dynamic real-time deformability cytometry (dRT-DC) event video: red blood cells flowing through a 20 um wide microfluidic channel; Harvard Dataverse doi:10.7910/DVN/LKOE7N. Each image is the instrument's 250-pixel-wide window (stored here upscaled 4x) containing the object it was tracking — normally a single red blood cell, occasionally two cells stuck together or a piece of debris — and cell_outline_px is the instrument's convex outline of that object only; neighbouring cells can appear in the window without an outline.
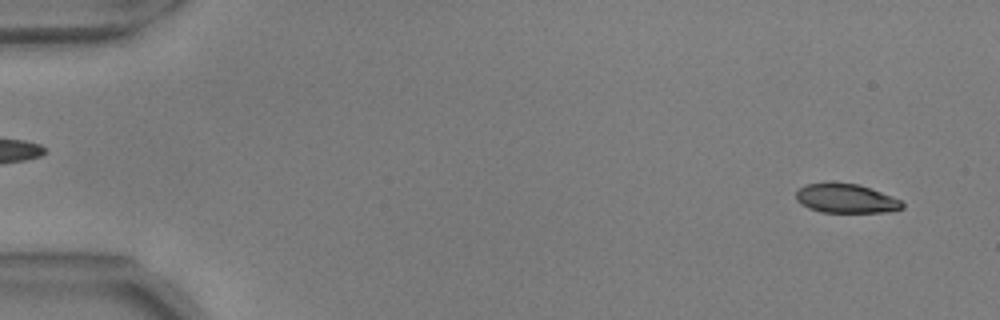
{"species": "common noctule bat (a hibernating species)", "species_latin": "Nyctalus noctula", "temperature_condition": "warm", "stored_images_in_passage": 54, "camera_frame_rate_fps": 3000, "um_per_image_px": 0.085, "animal": {"sex": "male", "body_mass_g": 17.9, "forearm_length_mm": 54.2}, "frame": {"image": 1, "passage_image": 3, "time_ms": 0.667, "image_size_px": [1000, 320], "cell_outline_px": [[904, 208], [888, 212], [820, 212], [808, 208], [800, 204], [796, 200], [796, 188], [804, 184], [860, 184], [892, 196], [900, 200], [904, 204]], "centroid_in_image_um": [71.89, 16.89], "position_along_channel_um": 13.1, "area_um2": 17.98}}
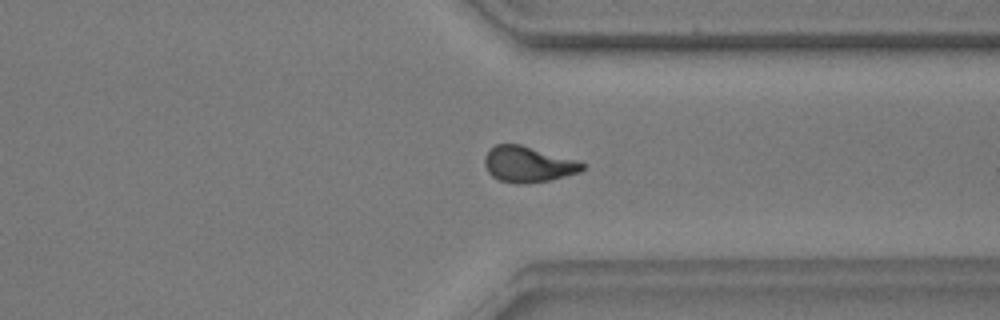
{"frame": {"image": 2, "passage_image": 42, "time_ms": 13.667, "image_size_px": [1000, 320], "cell_outline_px": [[588, 164], [580, 172], [552, 180], [524, 184], [516, 184], [500, 180], [492, 176], [488, 172], [484, 164], [484, 156], [496, 144], [520, 144], [576, 160]], "centroid_in_image_um": [44.9, 13.98], "position_along_channel_um": 366.5, "area_um2": 20.46}}
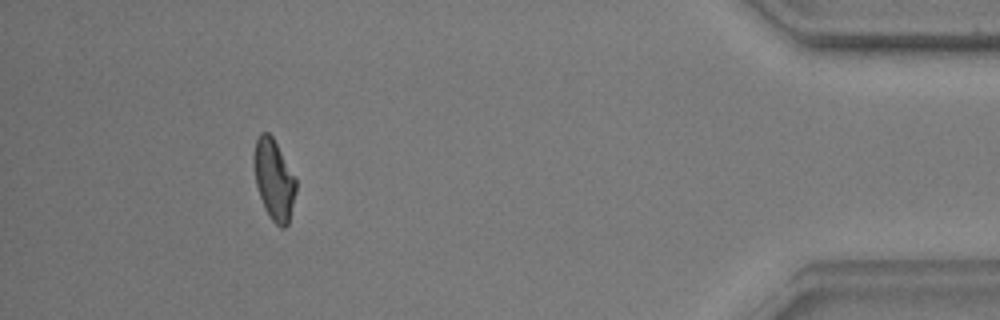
{"frame": {"image": 3, "passage_image": 50, "time_ms": 16.333, "image_size_px": [1000, 320], "cell_outline_px": [[296, 192], [288, 224], [284, 228], [280, 228], [268, 216], [264, 208], [256, 184], [252, 164], [252, 156], [256, 140], [260, 132], [268, 132], [272, 136], [296, 180]], "centroid_in_image_um": [23.25, 15.28], "position_along_channel_um": 411.9, "area_um2": 19.77}, "authors_computed_cell_mechanics": {"area_um2": 19.941, "velocity_mm_per_s": 3.7053, "shape_relaxation_time_tau1_ms": 5.2221, "shape_relaxation_time_tau2_ms": 2.1623, "deformation_change_tau1": 0.1908, "deformation_change_tau2": 0.0947}}